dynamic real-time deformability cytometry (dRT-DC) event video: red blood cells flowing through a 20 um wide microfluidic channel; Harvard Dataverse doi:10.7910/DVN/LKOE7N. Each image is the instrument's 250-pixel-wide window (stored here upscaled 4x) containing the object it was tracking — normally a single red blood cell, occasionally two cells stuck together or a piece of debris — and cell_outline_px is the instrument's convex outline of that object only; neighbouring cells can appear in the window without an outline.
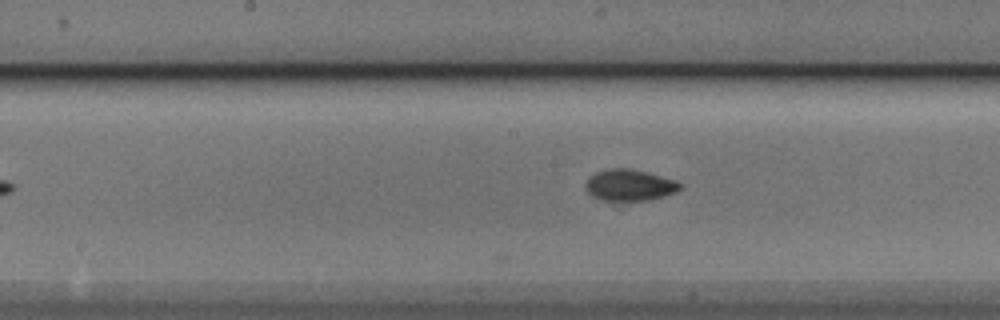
{"species": "Egyptian fruit bat (a non-hibernating species)", "species_latin": "Rousettus aegyptiacus", "temperature_condition": "cold", "stored_images_in_passage": 18, "camera_frame_rate_fps": 3000, "um_per_image_px": 0.085, "animal": {"sex": "male"}, "frame": {"image": 1, "passage_image": 18, "time_ms": 5.667, "image_size_px": [1000, 320], "cell_outline_px": [[684, 184], [676, 192], [664, 196], [648, 200], [600, 200], [592, 196], [584, 188], [584, 184], [596, 172], [608, 168], [628, 168], [676, 180]], "centroid_in_image_um": [53.51, 15.74], "position_along_channel_um": 194.7, "area_um2": 17.17}}